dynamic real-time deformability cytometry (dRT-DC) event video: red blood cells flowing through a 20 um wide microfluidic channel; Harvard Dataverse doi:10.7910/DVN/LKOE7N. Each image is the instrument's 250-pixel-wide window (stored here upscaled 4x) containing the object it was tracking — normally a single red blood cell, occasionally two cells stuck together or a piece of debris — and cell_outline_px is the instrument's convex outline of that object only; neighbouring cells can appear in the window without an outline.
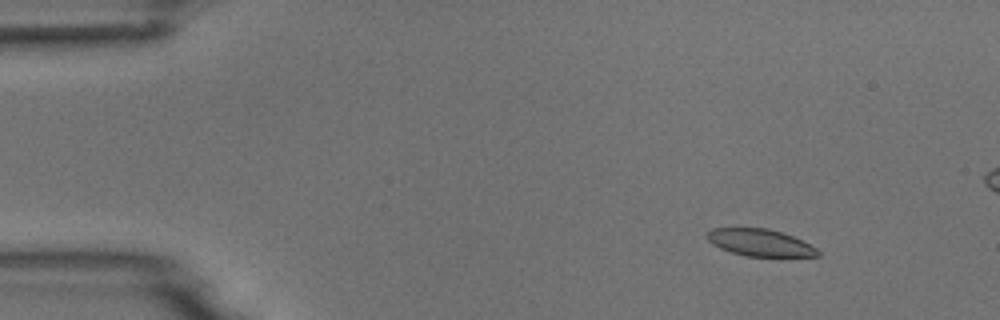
{"species": "common noctule bat (a hibernating species)", "species_latin": "Nyctalus noctula", "temperature_condition": "room temperature", "stored_images_in_passage": 5, "camera_frame_rate_fps": 3000, "um_per_image_px": 0.085, "animal": {"sex": "male", "body_mass_g": 18.8}, "frame": {"image": 1, "passage_image": 2, "time_ms": 1.0, "image_size_px": [1000, 320], "cell_outline_px": [[820, 256], [744, 256], [720, 248], [712, 244], [704, 236], [712, 228], [768, 228], [792, 236], [816, 248], [820, 252]], "centroid_in_image_um": [64.56, 20.62], "position_along_channel_um": 20.4, "area_um2": 17.28}}